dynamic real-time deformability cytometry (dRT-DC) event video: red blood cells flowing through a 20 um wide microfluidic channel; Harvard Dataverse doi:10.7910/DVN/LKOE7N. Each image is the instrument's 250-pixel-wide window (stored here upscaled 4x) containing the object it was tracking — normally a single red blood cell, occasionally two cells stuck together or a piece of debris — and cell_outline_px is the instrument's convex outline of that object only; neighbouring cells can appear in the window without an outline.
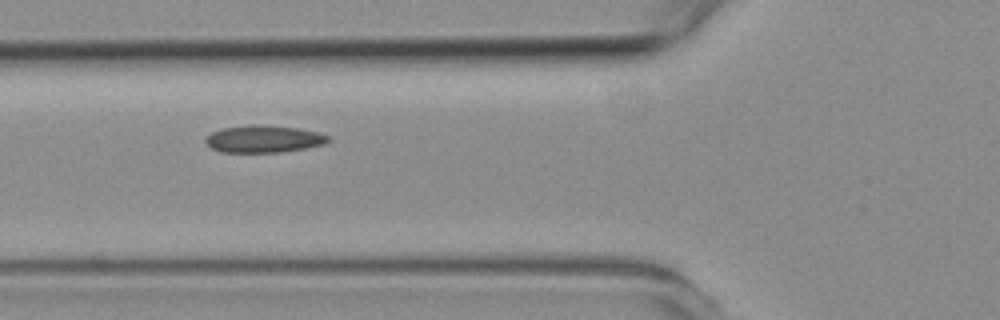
{"species": "common noctule bat (a hibernating species)", "species_latin": "Nyctalus noctula", "temperature_condition": "room temperature", "stored_images_in_passage": 7, "camera_frame_rate_fps": 3000, "um_per_image_px": 0.085, "animal": {"sex": "female", "body_mass_g": 19.3, "forearm_length_mm": 54.1}, "frame": {"image": 1, "passage_image": 6, "time_ms": 6.0, "image_size_px": [1000, 320], "cell_outline_px": [[332, 140], [324, 144], [304, 148], [280, 152], [220, 152], [212, 148], [204, 140], [212, 132], [224, 128], [252, 124], [260, 124], [296, 128], [316, 132], [328, 136]], "centroid_in_image_um": [22.41, 11.81], "position_along_channel_um": 103.4, "area_um2": 19.25}}
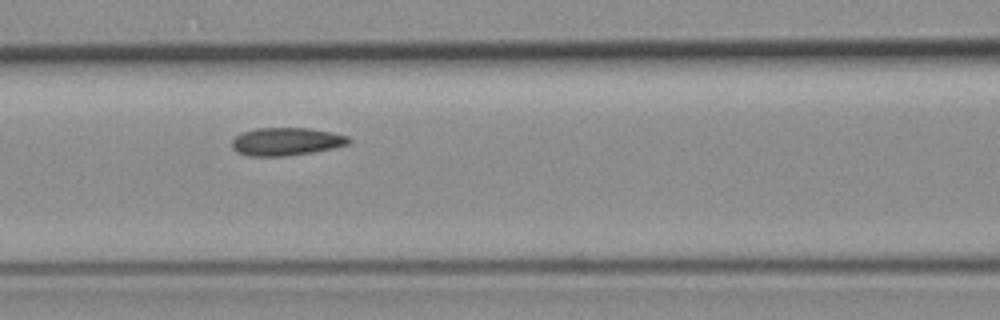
{"frame": {"image": 2, "passage_image": 7, "time_ms": 7.0, "image_size_px": [1000, 320], "cell_outline_px": [[352, 140], [348, 144], [332, 148], [312, 152], [288, 156], [248, 156], [236, 152], [232, 148], [232, 140], [240, 132], [256, 128], [308, 128], [332, 132], [348, 136]], "centroid_in_image_um": [24.3, 12.03], "position_along_channel_um": 142.3, "area_um2": 19.13}}